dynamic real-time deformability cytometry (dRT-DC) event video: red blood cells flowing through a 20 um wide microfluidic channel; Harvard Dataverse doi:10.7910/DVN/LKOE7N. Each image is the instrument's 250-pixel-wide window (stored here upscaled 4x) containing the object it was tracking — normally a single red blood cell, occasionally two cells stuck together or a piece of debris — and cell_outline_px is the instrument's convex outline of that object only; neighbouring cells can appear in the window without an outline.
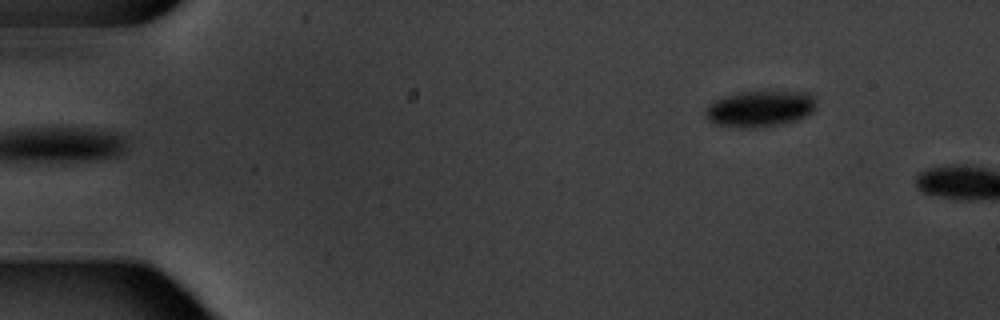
{"species": "common noctule bat (a hibernating species)", "species_latin": "Nyctalus noctula", "temperature_condition": "warm", "stored_images_in_passage": 6, "segment_of_instrument_passage": [2, 2], "camera_frame_rate_fps": 3000, "um_per_image_px": 0.085, "animal": {"sex": "male", "body_mass_g": 20.1, "forearm_length_mm": 53.5}, "frame": {"image": 1, "passage_image": 6, "time_ms": 6.667, "image_size_px": [1000, 320], "cell_outline_px": [[816, 108], [808, 116], [796, 120], [764, 128], [740, 128], [716, 124], [708, 120], [704, 116], [704, 112], [716, 100], [724, 96], [740, 92], [764, 88], [808, 92], [816, 96]], "centroid_in_image_um": [64.68, 9.2], "position_along_channel_um": 20.3, "area_um2": 24.51}}